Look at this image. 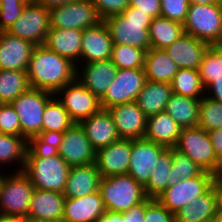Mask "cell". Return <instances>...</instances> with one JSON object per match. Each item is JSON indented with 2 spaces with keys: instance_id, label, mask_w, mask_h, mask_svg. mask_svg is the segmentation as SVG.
Masks as SVG:
<instances>
[{
  "instance_id": "1",
  "label": "cell",
  "mask_w": 222,
  "mask_h": 222,
  "mask_svg": "<svg viewBox=\"0 0 222 222\" xmlns=\"http://www.w3.org/2000/svg\"><path fill=\"white\" fill-rule=\"evenodd\" d=\"M70 166L50 143L30 142L22 172L34 188L63 193Z\"/></svg>"
},
{
  "instance_id": "2",
  "label": "cell",
  "mask_w": 222,
  "mask_h": 222,
  "mask_svg": "<svg viewBox=\"0 0 222 222\" xmlns=\"http://www.w3.org/2000/svg\"><path fill=\"white\" fill-rule=\"evenodd\" d=\"M76 67L68 58L47 49L35 46L27 69L31 88L46 90L55 94L76 78Z\"/></svg>"
},
{
  "instance_id": "3",
  "label": "cell",
  "mask_w": 222,
  "mask_h": 222,
  "mask_svg": "<svg viewBox=\"0 0 222 222\" xmlns=\"http://www.w3.org/2000/svg\"><path fill=\"white\" fill-rule=\"evenodd\" d=\"M152 19L147 13L128 6L121 14L107 17L103 21L113 44L130 45L147 52L150 49L148 28Z\"/></svg>"
},
{
  "instance_id": "4",
  "label": "cell",
  "mask_w": 222,
  "mask_h": 222,
  "mask_svg": "<svg viewBox=\"0 0 222 222\" xmlns=\"http://www.w3.org/2000/svg\"><path fill=\"white\" fill-rule=\"evenodd\" d=\"M99 192L106 210L125 213L147 196L144 187L129 174L102 177Z\"/></svg>"
},
{
  "instance_id": "5",
  "label": "cell",
  "mask_w": 222,
  "mask_h": 222,
  "mask_svg": "<svg viewBox=\"0 0 222 222\" xmlns=\"http://www.w3.org/2000/svg\"><path fill=\"white\" fill-rule=\"evenodd\" d=\"M52 96L49 91L30 87L11 103L19 116L21 137L29 142L42 143V115Z\"/></svg>"
},
{
  "instance_id": "6",
  "label": "cell",
  "mask_w": 222,
  "mask_h": 222,
  "mask_svg": "<svg viewBox=\"0 0 222 222\" xmlns=\"http://www.w3.org/2000/svg\"><path fill=\"white\" fill-rule=\"evenodd\" d=\"M174 148L188 156L203 171L216 177L222 175V164L215 156L208 131L203 128H182Z\"/></svg>"
},
{
  "instance_id": "7",
  "label": "cell",
  "mask_w": 222,
  "mask_h": 222,
  "mask_svg": "<svg viewBox=\"0 0 222 222\" xmlns=\"http://www.w3.org/2000/svg\"><path fill=\"white\" fill-rule=\"evenodd\" d=\"M183 28L184 34L209 45L222 42V14L219 3L189 5Z\"/></svg>"
},
{
  "instance_id": "8",
  "label": "cell",
  "mask_w": 222,
  "mask_h": 222,
  "mask_svg": "<svg viewBox=\"0 0 222 222\" xmlns=\"http://www.w3.org/2000/svg\"><path fill=\"white\" fill-rule=\"evenodd\" d=\"M34 185L22 172L5 175L0 188V214L26 217Z\"/></svg>"
},
{
  "instance_id": "9",
  "label": "cell",
  "mask_w": 222,
  "mask_h": 222,
  "mask_svg": "<svg viewBox=\"0 0 222 222\" xmlns=\"http://www.w3.org/2000/svg\"><path fill=\"white\" fill-rule=\"evenodd\" d=\"M50 144L70 167L95 163L96 150L79 123H74Z\"/></svg>"
},
{
  "instance_id": "10",
  "label": "cell",
  "mask_w": 222,
  "mask_h": 222,
  "mask_svg": "<svg viewBox=\"0 0 222 222\" xmlns=\"http://www.w3.org/2000/svg\"><path fill=\"white\" fill-rule=\"evenodd\" d=\"M215 177L209 172L202 171L198 176L182 179L168 186L156 200L175 214L190 201L205 193L214 184Z\"/></svg>"
},
{
  "instance_id": "11",
  "label": "cell",
  "mask_w": 222,
  "mask_h": 222,
  "mask_svg": "<svg viewBox=\"0 0 222 222\" xmlns=\"http://www.w3.org/2000/svg\"><path fill=\"white\" fill-rule=\"evenodd\" d=\"M50 28V10L35 1L27 3L18 20L7 32L38 46L44 44Z\"/></svg>"
},
{
  "instance_id": "12",
  "label": "cell",
  "mask_w": 222,
  "mask_h": 222,
  "mask_svg": "<svg viewBox=\"0 0 222 222\" xmlns=\"http://www.w3.org/2000/svg\"><path fill=\"white\" fill-rule=\"evenodd\" d=\"M58 94L60 95L57 99L61 102L74 123H80L102 109L100 99L76 78L72 82L67 83L54 95L57 96Z\"/></svg>"
},
{
  "instance_id": "13",
  "label": "cell",
  "mask_w": 222,
  "mask_h": 222,
  "mask_svg": "<svg viewBox=\"0 0 222 222\" xmlns=\"http://www.w3.org/2000/svg\"><path fill=\"white\" fill-rule=\"evenodd\" d=\"M146 81L144 68L118 69L115 78L100 99L102 109L136 101Z\"/></svg>"
},
{
  "instance_id": "14",
  "label": "cell",
  "mask_w": 222,
  "mask_h": 222,
  "mask_svg": "<svg viewBox=\"0 0 222 222\" xmlns=\"http://www.w3.org/2000/svg\"><path fill=\"white\" fill-rule=\"evenodd\" d=\"M101 21L91 0H77L50 10L51 28L83 31Z\"/></svg>"
},
{
  "instance_id": "15",
  "label": "cell",
  "mask_w": 222,
  "mask_h": 222,
  "mask_svg": "<svg viewBox=\"0 0 222 222\" xmlns=\"http://www.w3.org/2000/svg\"><path fill=\"white\" fill-rule=\"evenodd\" d=\"M144 138L131 139V157L128 174L145 187L150 180L152 171L158 162L159 154L165 149Z\"/></svg>"
},
{
  "instance_id": "16",
  "label": "cell",
  "mask_w": 222,
  "mask_h": 222,
  "mask_svg": "<svg viewBox=\"0 0 222 222\" xmlns=\"http://www.w3.org/2000/svg\"><path fill=\"white\" fill-rule=\"evenodd\" d=\"M131 157V139L115 141L96 151L95 164L101 177L128 174Z\"/></svg>"
},
{
  "instance_id": "17",
  "label": "cell",
  "mask_w": 222,
  "mask_h": 222,
  "mask_svg": "<svg viewBox=\"0 0 222 222\" xmlns=\"http://www.w3.org/2000/svg\"><path fill=\"white\" fill-rule=\"evenodd\" d=\"M34 47L28 40L0 31V69L27 71Z\"/></svg>"
},
{
  "instance_id": "18",
  "label": "cell",
  "mask_w": 222,
  "mask_h": 222,
  "mask_svg": "<svg viewBox=\"0 0 222 222\" xmlns=\"http://www.w3.org/2000/svg\"><path fill=\"white\" fill-rule=\"evenodd\" d=\"M117 133L123 139H141L145 135L147 116L139 109L137 103H123L108 108Z\"/></svg>"
},
{
  "instance_id": "19",
  "label": "cell",
  "mask_w": 222,
  "mask_h": 222,
  "mask_svg": "<svg viewBox=\"0 0 222 222\" xmlns=\"http://www.w3.org/2000/svg\"><path fill=\"white\" fill-rule=\"evenodd\" d=\"M113 42L109 30L102 20L82 33L81 64L111 59Z\"/></svg>"
},
{
  "instance_id": "20",
  "label": "cell",
  "mask_w": 222,
  "mask_h": 222,
  "mask_svg": "<svg viewBox=\"0 0 222 222\" xmlns=\"http://www.w3.org/2000/svg\"><path fill=\"white\" fill-rule=\"evenodd\" d=\"M81 66H83L82 72L78 71L81 68L76 67V79L101 99L116 76L117 66L111 59L94 61Z\"/></svg>"
},
{
  "instance_id": "21",
  "label": "cell",
  "mask_w": 222,
  "mask_h": 222,
  "mask_svg": "<svg viewBox=\"0 0 222 222\" xmlns=\"http://www.w3.org/2000/svg\"><path fill=\"white\" fill-rule=\"evenodd\" d=\"M209 46L202 40L184 34L164 50L179 69L198 70Z\"/></svg>"
},
{
  "instance_id": "22",
  "label": "cell",
  "mask_w": 222,
  "mask_h": 222,
  "mask_svg": "<svg viewBox=\"0 0 222 222\" xmlns=\"http://www.w3.org/2000/svg\"><path fill=\"white\" fill-rule=\"evenodd\" d=\"M79 124L96 151L120 139L113 117L108 109H101Z\"/></svg>"
},
{
  "instance_id": "23",
  "label": "cell",
  "mask_w": 222,
  "mask_h": 222,
  "mask_svg": "<svg viewBox=\"0 0 222 222\" xmlns=\"http://www.w3.org/2000/svg\"><path fill=\"white\" fill-rule=\"evenodd\" d=\"M106 211L98 190L81 198H65L62 219L65 222H95Z\"/></svg>"
},
{
  "instance_id": "24",
  "label": "cell",
  "mask_w": 222,
  "mask_h": 222,
  "mask_svg": "<svg viewBox=\"0 0 222 222\" xmlns=\"http://www.w3.org/2000/svg\"><path fill=\"white\" fill-rule=\"evenodd\" d=\"M101 178L95 163L71 166L63 194L65 198H81L92 194L99 190Z\"/></svg>"
},
{
  "instance_id": "25",
  "label": "cell",
  "mask_w": 222,
  "mask_h": 222,
  "mask_svg": "<svg viewBox=\"0 0 222 222\" xmlns=\"http://www.w3.org/2000/svg\"><path fill=\"white\" fill-rule=\"evenodd\" d=\"M82 33L77 29L50 28L43 45L76 65L81 60Z\"/></svg>"
},
{
  "instance_id": "26",
  "label": "cell",
  "mask_w": 222,
  "mask_h": 222,
  "mask_svg": "<svg viewBox=\"0 0 222 222\" xmlns=\"http://www.w3.org/2000/svg\"><path fill=\"white\" fill-rule=\"evenodd\" d=\"M181 129L166 111H162L147 117L146 131L143 138L166 148H174Z\"/></svg>"
},
{
  "instance_id": "27",
  "label": "cell",
  "mask_w": 222,
  "mask_h": 222,
  "mask_svg": "<svg viewBox=\"0 0 222 222\" xmlns=\"http://www.w3.org/2000/svg\"><path fill=\"white\" fill-rule=\"evenodd\" d=\"M218 206V195L213 184L205 193L178 210L175 222H201L214 218Z\"/></svg>"
},
{
  "instance_id": "28",
  "label": "cell",
  "mask_w": 222,
  "mask_h": 222,
  "mask_svg": "<svg viewBox=\"0 0 222 222\" xmlns=\"http://www.w3.org/2000/svg\"><path fill=\"white\" fill-rule=\"evenodd\" d=\"M54 95L46 104L42 119V143H50L69 129L74 122Z\"/></svg>"
},
{
  "instance_id": "29",
  "label": "cell",
  "mask_w": 222,
  "mask_h": 222,
  "mask_svg": "<svg viewBox=\"0 0 222 222\" xmlns=\"http://www.w3.org/2000/svg\"><path fill=\"white\" fill-rule=\"evenodd\" d=\"M65 196L63 193L34 188L27 216L43 219H62Z\"/></svg>"
},
{
  "instance_id": "30",
  "label": "cell",
  "mask_w": 222,
  "mask_h": 222,
  "mask_svg": "<svg viewBox=\"0 0 222 222\" xmlns=\"http://www.w3.org/2000/svg\"><path fill=\"white\" fill-rule=\"evenodd\" d=\"M171 95L170 83L146 81L135 102L139 109L149 117L165 111Z\"/></svg>"
},
{
  "instance_id": "31",
  "label": "cell",
  "mask_w": 222,
  "mask_h": 222,
  "mask_svg": "<svg viewBox=\"0 0 222 222\" xmlns=\"http://www.w3.org/2000/svg\"><path fill=\"white\" fill-rule=\"evenodd\" d=\"M178 69L164 49L150 48L145 54L144 70L147 81L171 83Z\"/></svg>"
},
{
  "instance_id": "32",
  "label": "cell",
  "mask_w": 222,
  "mask_h": 222,
  "mask_svg": "<svg viewBox=\"0 0 222 222\" xmlns=\"http://www.w3.org/2000/svg\"><path fill=\"white\" fill-rule=\"evenodd\" d=\"M200 100L172 93L165 111L181 128L195 127L198 126Z\"/></svg>"
},
{
  "instance_id": "33",
  "label": "cell",
  "mask_w": 222,
  "mask_h": 222,
  "mask_svg": "<svg viewBox=\"0 0 222 222\" xmlns=\"http://www.w3.org/2000/svg\"><path fill=\"white\" fill-rule=\"evenodd\" d=\"M150 48L165 49L184 35L183 24L159 16L153 18L148 28Z\"/></svg>"
},
{
  "instance_id": "34",
  "label": "cell",
  "mask_w": 222,
  "mask_h": 222,
  "mask_svg": "<svg viewBox=\"0 0 222 222\" xmlns=\"http://www.w3.org/2000/svg\"><path fill=\"white\" fill-rule=\"evenodd\" d=\"M30 88L27 71L0 69V102L12 103Z\"/></svg>"
},
{
  "instance_id": "35",
  "label": "cell",
  "mask_w": 222,
  "mask_h": 222,
  "mask_svg": "<svg viewBox=\"0 0 222 222\" xmlns=\"http://www.w3.org/2000/svg\"><path fill=\"white\" fill-rule=\"evenodd\" d=\"M29 145L30 142L24 137L0 133V165L18 162L21 168L15 171H22Z\"/></svg>"
},
{
  "instance_id": "36",
  "label": "cell",
  "mask_w": 222,
  "mask_h": 222,
  "mask_svg": "<svg viewBox=\"0 0 222 222\" xmlns=\"http://www.w3.org/2000/svg\"><path fill=\"white\" fill-rule=\"evenodd\" d=\"M173 164L172 148H165L158 157L148 184L144 187L146 196L156 199L168 186V172Z\"/></svg>"
},
{
  "instance_id": "37",
  "label": "cell",
  "mask_w": 222,
  "mask_h": 222,
  "mask_svg": "<svg viewBox=\"0 0 222 222\" xmlns=\"http://www.w3.org/2000/svg\"><path fill=\"white\" fill-rule=\"evenodd\" d=\"M170 84L172 93L196 99L205 96V88L196 69H178Z\"/></svg>"
},
{
  "instance_id": "38",
  "label": "cell",
  "mask_w": 222,
  "mask_h": 222,
  "mask_svg": "<svg viewBox=\"0 0 222 222\" xmlns=\"http://www.w3.org/2000/svg\"><path fill=\"white\" fill-rule=\"evenodd\" d=\"M146 51L130 45L113 44L111 60L118 69L144 68Z\"/></svg>"
},
{
  "instance_id": "39",
  "label": "cell",
  "mask_w": 222,
  "mask_h": 222,
  "mask_svg": "<svg viewBox=\"0 0 222 222\" xmlns=\"http://www.w3.org/2000/svg\"><path fill=\"white\" fill-rule=\"evenodd\" d=\"M172 161L173 164L168 172L169 186L182 179L198 176L203 171L188 156L175 148H172Z\"/></svg>"
},
{
  "instance_id": "40",
  "label": "cell",
  "mask_w": 222,
  "mask_h": 222,
  "mask_svg": "<svg viewBox=\"0 0 222 222\" xmlns=\"http://www.w3.org/2000/svg\"><path fill=\"white\" fill-rule=\"evenodd\" d=\"M198 126L205 131L222 128V103L203 96L199 104Z\"/></svg>"
},
{
  "instance_id": "41",
  "label": "cell",
  "mask_w": 222,
  "mask_h": 222,
  "mask_svg": "<svg viewBox=\"0 0 222 222\" xmlns=\"http://www.w3.org/2000/svg\"><path fill=\"white\" fill-rule=\"evenodd\" d=\"M198 72L205 89L222 76V59L210 46L204 53Z\"/></svg>"
},
{
  "instance_id": "42",
  "label": "cell",
  "mask_w": 222,
  "mask_h": 222,
  "mask_svg": "<svg viewBox=\"0 0 222 222\" xmlns=\"http://www.w3.org/2000/svg\"><path fill=\"white\" fill-rule=\"evenodd\" d=\"M26 0H0V31H7L26 7Z\"/></svg>"
},
{
  "instance_id": "43",
  "label": "cell",
  "mask_w": 222,
  "mask_h": 222,
  "mask_svg": "<svg viewBox=\"0 0 222 222\" xmlns=\"http://www.w3.org/2000/svg\"><path fill=\"white\" fill-rule=\"evenodd\" d=\"M0 133L21 136L19 116L11 103L0 105Z\"/></svg>"
},
{
  "instance_id": "44",
  "label": "cell",
  "mask_w": 222,
  "mask_h": 222,
  "mask_svg": "<svg viewBox=\"0 0 222 222\" xmlns=\"http://www.w3.org/2000/svg\"><path fill=\"white\" fill-rule=\"evenodd\" d=\"M144 222H175V214L165 208L156 199H145Z\"/></svg>"
},
{
  "instance_id": "45",
  "label": "cell",
  "mask_w": 222,
  "mask_h": 222,
  "mask_svg": "<svg viewBox=\"0 0 222 222\" xmlns=\"http://www.w3.org/2000/svg\"><path fill=\"white\" fill-rule=\"evenodd\" d=\"M161 1V16L167 19L184 23L189 3L188 0H160Z\"/></svg>"
},
{
  "instance_id": "46",
  "label": "cell",
  "mask_w": 222,
  "mask_h": 222,
  "mask_svg": "<svg viewBox=\"0 0 222 222\" xmlns=\"http://www.w3.org/2000/svg\"><path fill=\"white\" fill-rule=\"evenodd\" d=\"M102 20L121 14L129 6V0H91Z\"/></svg>"
},
{
  "instance_id": "47",
  "label": "cell",
  "mask_w": 222,
  "mask_h": 222,
  "mask_svg": "<svg viewBox=\"0 0 222 222\" xmlns=\"http://www.w3.org/2000/svg\"><path fill=\"white\" fill-rule=\"evenodd\" d=\"M129 6L135 7L150 17L156 18L161 16L160 0H129Z\"/></svg>"
},
{
  "instance_id": "48",
  "label": "cell",
  "mask_w": 222,
  "mask_h": 222,
  "mask_svg": "<svg viewBox=\"0 0 222 222\" xmlns=\"http://www.w3.org/2000/svg\"><path fill=\"white\" fill-rule=\"evenodd\" d=\"M125 222H144L145 200L134 205L129 211L123 213Z\"/></svg>"
},
{
  "instance_id": "49",
  "label": "cell",
  "mask_w": 222,
  "mask_h": 222,
  "mask_svg": "<svg viewBox=\"0 0 222 222\" xmlns=\"http://www.w3.org/2000/svg\"><path fill=\"white\" fill-rule=\"evenodd\" d=\"M208 134L214 147L215 156L217 160L222 164V128L208 131Z\"/></svg>"
},
{
  "instance_id": "50",
  "label": "cell",
  "mask_w": 222,
  "mask_h": 222,
  "mask_svg": "<svg viewBox=\"0 0 222 222\" xmlns=\"http://www.w3.org/2000/svg\"><path fill=\"white\" fill-rule=\"evenodd\" d=\"M208 93V94H207ZM212 93V94H211ZM205 95L215 101L222 103V76L216 78L206 89Z\"/></svg>"
},
{
  "instance_id": "51",
  "label": "cell",
  "mask_w": 222,
  "mask_h": 222,
  "mask_svg": "<svg viewBox=\"0 0 222 222\" xmlns=\"http://www.w3.org/2000/svg\"><path fill=\"white\" fill-rule=\"evenodd\" d=\"M95 222H125V216L123 213L107 210Z\"/></svg>"
},
{
  "instance_id": "52",
  "label": "cell",
  "mask_w": 222,
  "mask_h": 222,
  "mask_svg": "<svg viewBox=\"0 0 222 222\" xmlns=\"http://www.w3.org/2000/svg\"><path fill=\"white\" fill-rule=\"evenodd\" d=\"M36 1L44 8L51 10L52 8L60 7L62 5L69 4L77 0H36Z\"/></svg>"
},
{
  "instance_id": "53",
  "label": "cell",
  "mask_w": 222,
  "mask_h": 222,
  "mask_svg": "<svg viewBox=\"0 0 222 222\" xmlns=\"http://www.w3.org/2000/svg\"><path fill=\"white\" fill-rule=\"evenodd\" d=\"M214 184L218 195V204L222 209V175L215 177Z\"/></svg>"
},
{
  "instance_id": "54",
  "label": "cell",
  "mask_w": 222,
  "mask_h": 222,
  "mask_svg": "<svg viewBox=\"0 0 222 222\" xmlns=\"http://www.w3.org/2000/svg\"><path fill=\"white\" fill-rule=\"evenodd\" d=\"M0 222H26L25 217L0 214Z\"/></svg>"
},
{
  "instance_id": "55",
  "label": "cell",
  "mask_w": 222,
  "mask_h": 222,
  "mask_svg": "<svg viewBox=\"0 0 222 222\" xmlns=\"http://www.w3.org/2000/svg\"><path fill=\"white\" fill-rule=\"evenodd\" d=\"M26 222H65L63 219H43V218H35L26 216Z\"/></svg>"
},
{
  "instance_id": "56",
  "label": "cell",
  "mask_w": 222,
  "mask_h": 222,
  "mask_svg": "<svg viewBox=\"0 0 222 222\" xmlns=\"http://www.w3.org/2000/svg\"><path fill=\"white\" fill-rule=\"evenodd\" d=\"M188 3H189V5H192V4L205 5V4L219 3V0H188Z\"/></svg>"
},
{
  "instance_id": "57",
  "label": "cell",
  "mask_w": 222,
  "mask_h": 222,
  "mask_svg": "<svg viewBox=\"0 0 222 222\" xmlns=\"http://www.w3.org/2000/svg\"><path fill=\"white\" fill-rule=\"evenodd\" d=\"M210 47L221 57L222 59V42L210 45Z\"/></svg>"
},
{
  "instance_id": "58",
  "label": "cell",
  "mask_w": 222,
  "mask_h": 222,
  "mask_svg": "<svg viewBox=\"0 0 222 222\" xmlns=\"http://www.w3.org/2000/svg\"><path fill=\"white\" fill-rule=\"evenodd\" d=\"M214 219H215V222H222V209L219 206L214 216Z\"/></svg>"
},
{
  "instance_id": "59",
  "label": "cell",
  "mask_w": 222,
  "mask_h": 222,
  "mask_svg": "<svg viewBox=\"0 0 222 222\" xmlns=\"http://www.w3.org/2000/svg\"><path fill=\"white\" fill-rule=\"evenodd\" d=\"M4 176H5V174L2 175L0 172V188H1V184L3 182Z\"/></svg>"
},
{
  "instance_id": "60",
  "label": "cell",
  "mask_w": 222,
  "mask_h": 222,
  "mask_svg": "<svg viewBox=\"0 0 222 222\" xmlns=\"http://www.w3.org/2000/svg\"><path fill=\"white\" fill-rule=\"evenodd\" d=\"M201 222H215V219L211 218V219H208V220H205V221H201Z\"/></svg>"
},
{
  "instance_id": "61",
  "label": "cell",
  "mask_w": 222,
  "mask_h": 222,
  "mask_svg": "<svg viewBox=\"0 0 222 222\" xmlns=\"http://www.w3.org/2000/svg\"><path fill=\"white\" fill-rule=\"evenodd\" d=\"M219 6H220V9H221V14H222V0H219Z\"/></svg>"
},
{
  "instance_id": "62",
  "label": "cell",
  "mask_w": 222,
  "mask_h": 222,
  "mask_svg": "<svg viewBox=\"0 0 222 222\" xmlns=\"http://www.w3.org/2000/svg\"><path fill=\"white\" fill-rule=\"evenodd\" d=\"M26 1H28V2H35L36 0H26Z\"/></svg>"
}]
</instances>
